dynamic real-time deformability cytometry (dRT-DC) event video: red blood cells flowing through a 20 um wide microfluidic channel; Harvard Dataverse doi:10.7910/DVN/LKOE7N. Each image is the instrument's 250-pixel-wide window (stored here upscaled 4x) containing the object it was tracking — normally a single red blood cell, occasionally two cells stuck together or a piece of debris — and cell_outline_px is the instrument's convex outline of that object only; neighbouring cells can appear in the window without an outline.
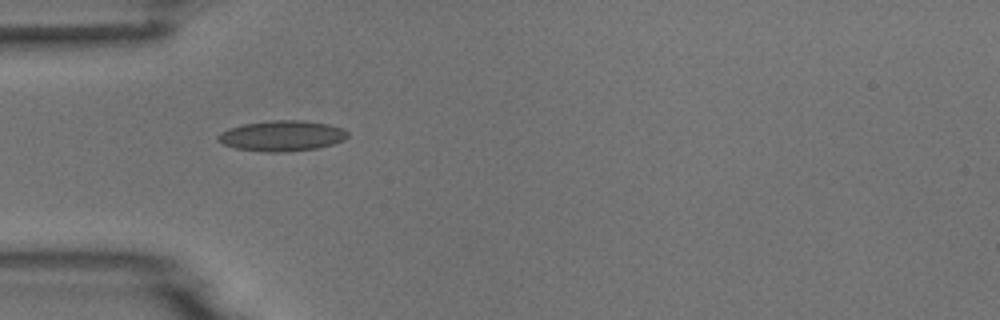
{"species": "common noctule bat (a hibernating species)", "species_latin": "Nyctalus noctula", "temperature_condition": "room temperature", "stored_images_in_passage": 2, "camera_frame_rate_fps": 3000, "um_per_image_px": 0.085, "animal": {"sex": "male", "body_mass_g": 18.8}, "frame": {"image": 1, "passage_image": 1, "time_ms": 0.0, "image_size_px": [1000, 320], "cell_outline_px": [[348, 136], [344, 140], [332, 144], [316, 148], [284, 152], [268, 152], [236, 148], [224, 144], [216, 140], [216, 136], [220, 132], [228, 128], [244, 124], [272, 120], [300, 120], [328, 124], [344, 128], [348, 132]], "centroid_in_image_um": [23.96, 11.54], "position_along_channel_um": 61.0, "area_um2": 23.06}}